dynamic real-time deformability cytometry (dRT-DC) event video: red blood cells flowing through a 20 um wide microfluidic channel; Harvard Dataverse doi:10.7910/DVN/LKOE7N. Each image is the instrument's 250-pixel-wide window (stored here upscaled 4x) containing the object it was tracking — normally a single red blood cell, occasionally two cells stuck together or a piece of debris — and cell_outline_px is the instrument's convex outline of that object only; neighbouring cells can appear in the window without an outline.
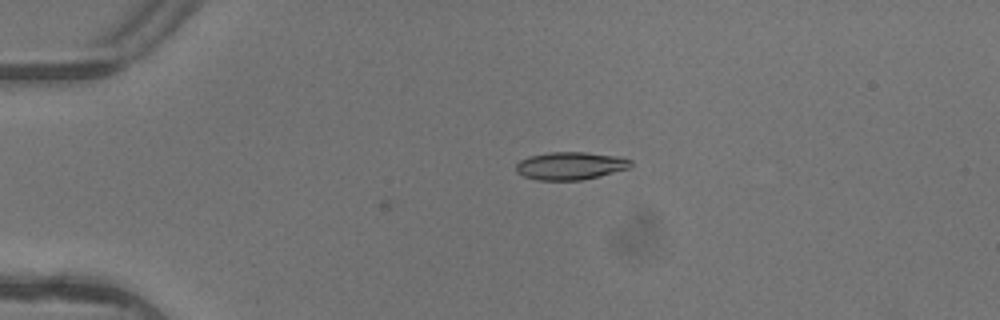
{"species": "common noctule bat (a hibernating species)", "species_latin": "Nyctalus noctula", "temperature_condition": "warm", "stored_images_in_passage": 2, "camera_frame_rate_fps": 3000, "um_per_image_px": 0.085, "animal": {"sex": "female"}, "frame": {"image": 1, "passage_image": 2, "time_ms": 0.333, "image_size_px": [1000, 320], "cell_outline_px": [[632, 164], [628, 168], [600, 176], [580, 180], [536, 180], [524, 176], [516, 172], [516, 164], [520, 160], [528, 156], [548, 152], [584, 152], [616, 156], [632, 160]], "centroid_in_image_um": [48.45, 14.09], "position_along_channel_um": 36.6, "area_um2": 18.55}}